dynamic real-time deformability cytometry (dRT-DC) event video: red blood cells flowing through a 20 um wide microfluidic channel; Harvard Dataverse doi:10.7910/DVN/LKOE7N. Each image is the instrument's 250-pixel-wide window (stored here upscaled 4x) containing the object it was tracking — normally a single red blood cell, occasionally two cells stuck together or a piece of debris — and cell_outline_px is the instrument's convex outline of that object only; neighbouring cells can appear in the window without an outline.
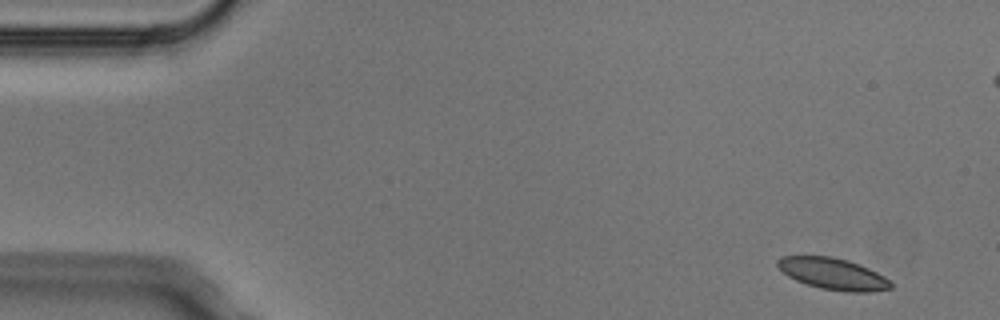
{"species": "Egyptian fruit bat (a non-hibernating species)", "species_latin": "Rousettus aegyptiacus", "temperature_condition": "cold", "stored_images_in_passage": 5, "camera_frame_rate_fps": 3000, "um_per_image_px": 0.085, "animal": {"sex": "male"}, "frame": {"image": 1, "passage_image": 5, "time_ms": 1.333, "image_size_px": [1000, 320], "cell_outline_px": [[892, 288], [872, 292], [848, 292], [820, 288], [796, 280], [788, 276], [776, 264], [776, 260], [784, 256], [832, 256], [848, 260], [860, 264], [884, 276], [892, 284]], "centroid_in_image_um": [70.82, 23.27], "position_along_channel_um": 14.2, "area_um2": 20.69}}